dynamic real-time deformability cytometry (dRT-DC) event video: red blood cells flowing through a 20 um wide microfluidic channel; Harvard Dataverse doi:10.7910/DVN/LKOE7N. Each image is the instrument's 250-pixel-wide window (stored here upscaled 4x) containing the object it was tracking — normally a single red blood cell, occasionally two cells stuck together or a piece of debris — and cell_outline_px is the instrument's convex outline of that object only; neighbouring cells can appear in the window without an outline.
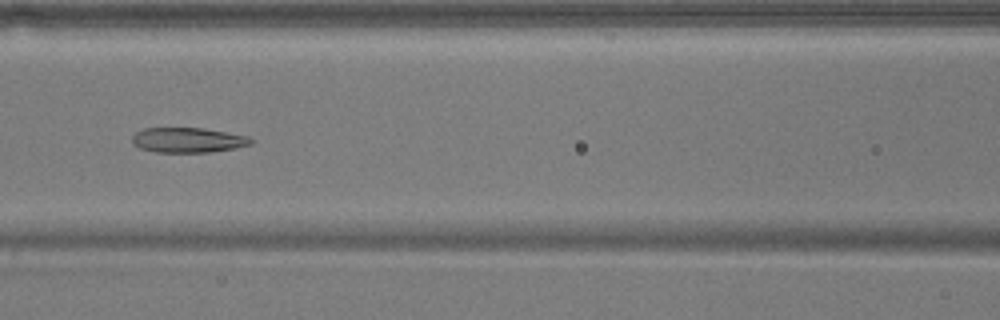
{"species": "common noctule bat (a hibernating species)", "species_latin": "Nyctalus noctula", "temperature_condition": "warm", "stored_images_in_passage": 7, "camera_frame_rate_fps": 3000, "um_per_image_px": 0.085, "animal": {"sex": "male", "body_mass_g": 17.9}, "frame": {"image": 1, "passage_image": 7, "time_ms": 7.333, "image_size_px": [1000, 320], "cell_outline_px": [[252, 144], [236, 148], [212, 152], [156, 152], [140, 148], [132, 144], [132, 136], [136, 132], [144, 128], [204, 128], [248, 136], [252, 140]], "centroid_in_image_um": [15.97, 11.91], "position_along_channel_um": 150.6, "area_um2": 17.34}}